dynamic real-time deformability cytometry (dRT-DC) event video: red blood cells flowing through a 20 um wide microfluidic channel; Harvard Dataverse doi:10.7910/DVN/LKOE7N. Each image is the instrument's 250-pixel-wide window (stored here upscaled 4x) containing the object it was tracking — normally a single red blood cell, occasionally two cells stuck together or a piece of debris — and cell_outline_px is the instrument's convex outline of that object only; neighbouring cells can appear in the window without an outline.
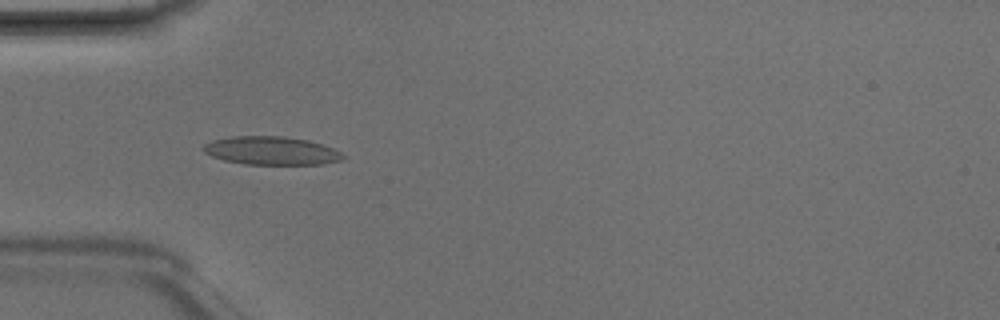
{"species": "Egyptian fruit bat (a non-hibernating species)", "species_latin": "Rousettus aegyptiacus", "temperature_condition": "room temperature", "stored_images_in_passage": 7, "camera_frame_rate_fps": 3000, "um_per_image_px": 0.085, "animal": {"sex": "male"}, "frame": {"image": 1, "passage_image": 4, "time_ms": 1.0, "image_size_px": [1000, 320], "cell_outline_px": [[344, 156], [340, 160], [324, 164], [244, 164], [224, 160], [212, 156], [204, 152], [204, 144], [212, 140], [232, 136], [284, 136], [308, 140], [332, 148], [340, 152]], "centroid_in_image_um": [23.04, 12.8], "position_along_channel_um": 62.0, "area_um2": 22.83}}
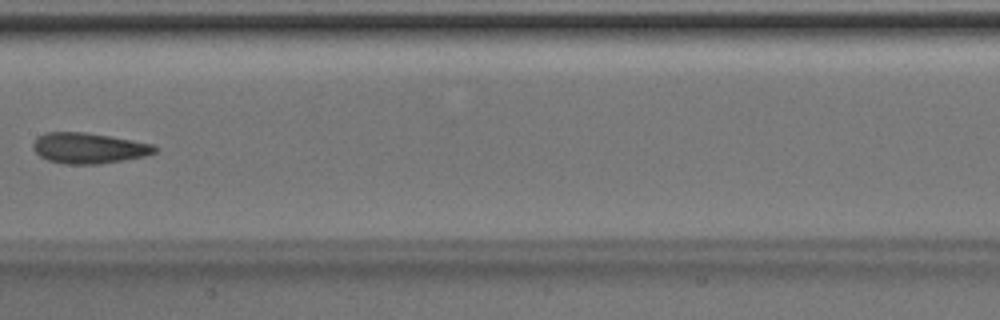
{"frame": {"image": 2, "passage_image": 7, "time_ms": 2.0, "image_size_px": [1000, 320], "cell_outline_px": [[160, 148], [156, 152], [144, 156], [124, 160], [100, 164], [64, 164], [48, 160], [40, 156], [32, 148], [32, 144], [40, 136], [48, 132], [84, 132], [132, 140], [152, 144]], "centroid_in_image_um": [7.56, 12.6], "position_along_channel_um": 199.8, "area_um2": 21.62}}